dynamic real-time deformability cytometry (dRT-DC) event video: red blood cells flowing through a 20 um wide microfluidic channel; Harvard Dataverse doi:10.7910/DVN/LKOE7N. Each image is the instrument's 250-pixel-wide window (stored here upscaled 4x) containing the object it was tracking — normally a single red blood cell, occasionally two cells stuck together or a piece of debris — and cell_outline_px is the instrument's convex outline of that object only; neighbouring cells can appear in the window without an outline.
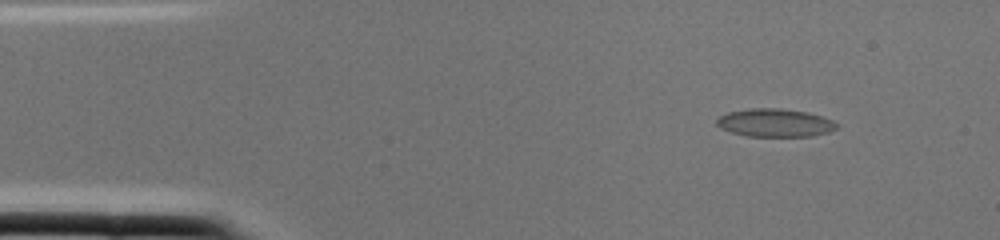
{"species": "common noctule bat (a hibernating species)", "species_latin": "Nyctalus noctula", "temperature_condition": "cold", "stored_images_in_passage": 1, "camera_frame_rate_fps": 3000, "um_per_image_px": 0.085, "animal": {"sex": "female", "body_mass_g": 22.0, "forearm_length_mm": 56.7}, "frame": {"image": 1, "passage_image": 1, "time_ms": 0.0, "image_size_px": [1000, 240], "cell_outline_px": [[840, 124], [836, 128], [828, 132], [812, 136], [744, 136], [720, 128], [716, 124], [716, 120], [720, 116], [728, 112], [748, 108], [780, 108], [808, 112], [832, 120]], "centroid_in_image_um": [65.86, 10.43], "position_along_channel_um": 19.1, "area_um2": 19.71}}